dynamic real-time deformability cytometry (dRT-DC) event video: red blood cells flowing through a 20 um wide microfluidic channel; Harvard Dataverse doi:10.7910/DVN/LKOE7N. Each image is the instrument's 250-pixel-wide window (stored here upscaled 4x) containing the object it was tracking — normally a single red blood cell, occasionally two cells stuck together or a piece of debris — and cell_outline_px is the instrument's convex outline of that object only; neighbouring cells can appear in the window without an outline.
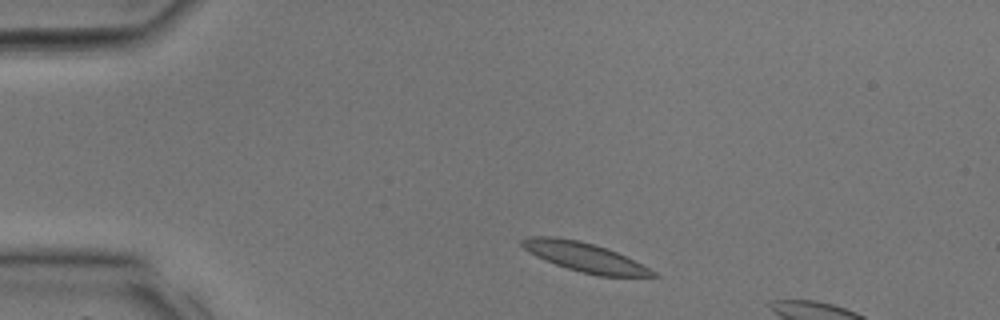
{"species": "common noctule bat (a hibernating species)", "species_latin": "Nyctalus noctula", "temperature_condition": "room temperature", "stored_images_in_passage": 7, "camera_frame_rate_fps": 3000, "um_per_image_px": 0.085, "animal": {"sex": "male", "body_mass_g": 17.9, "forearm_length_mm": 54.2}, "frame": {"image": 1, "passage_image": 3, "time_ms": 0.667, "image_size_px": [1000, 320], "cell_outline_px": [[660, 276], [596, 276], [580, 272], [556, 264], [536, 256], [528, 252], [520, 244], [520, 240], [532, 236], [556, 236], [576, 240], [608, 248], [656, 272]], "centroid_in_image_um": [49.65, 21.85], "position_along_channel_um": 35.4, "area_um2": 21.91}}